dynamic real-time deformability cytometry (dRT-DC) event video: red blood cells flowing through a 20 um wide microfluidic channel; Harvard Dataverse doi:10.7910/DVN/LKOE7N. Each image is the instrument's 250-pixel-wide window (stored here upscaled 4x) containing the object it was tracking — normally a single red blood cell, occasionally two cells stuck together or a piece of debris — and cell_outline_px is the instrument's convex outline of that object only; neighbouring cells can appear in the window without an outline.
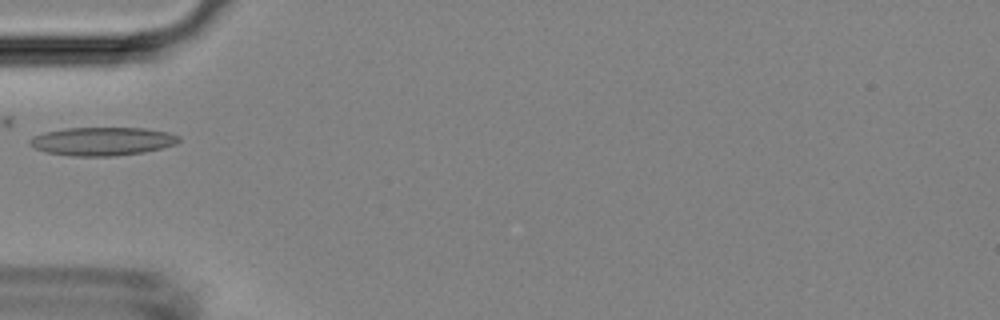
{"species": "Egyptian fruit bat (a non-hibernating species)", "species_latin": "Rousettus aegyptiacus", "temperature_condition": "room temperature", "stored_images_in_passage": 5, "camera_frame_rate_fps": 3000, "um_per_image_px": 0.085, "animal": {"sex": "female"}, "frame": {"image": 1, "passage_image": 5, "time_ms": 4.667, "image_size_px": [1000, 320], "cell_outline_px": [[180, 140], [176, 144], [144, 152], [116, 156], [72, 156], [48, 152], [36, 148], [28, 144], [28, 140], [32, 136], [44, 132], [64, 128], [144, 128], [168, 132], [180, 136]], "centroid_in_image_um": [8.69, 12.0], "position_along_channel_um": 76.3, "area_um2": 24.68}}